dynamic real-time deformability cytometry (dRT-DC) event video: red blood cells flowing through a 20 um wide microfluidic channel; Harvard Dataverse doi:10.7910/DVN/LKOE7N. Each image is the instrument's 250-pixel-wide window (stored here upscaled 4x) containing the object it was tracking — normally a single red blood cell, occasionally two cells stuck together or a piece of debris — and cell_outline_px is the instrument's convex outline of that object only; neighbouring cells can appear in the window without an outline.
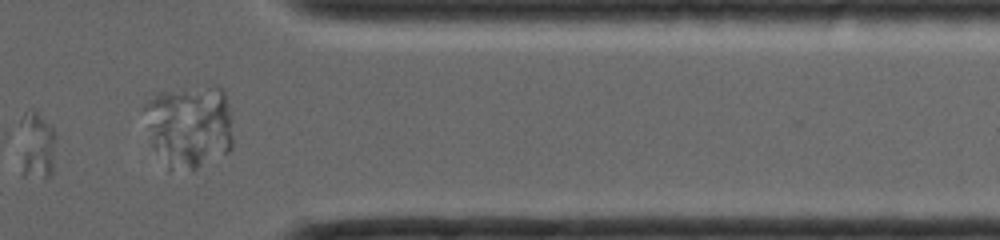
{"species": "common noctule bat (a hibernating species)", "species_latin": "Nyctalus noctula", "temperature_condition": "room temperature", "stored_images_in_passage": 14, "camera_frame_rate_fps": 4000, "um_per_image_px": 0.085, "animal": {"sex": "female", "body_mass_g": 19.0, "forearm_length_mm": 56.7}, "frame": {"image": 1, "passage_image": 12, "time_ms": 9.25, "image_size_px": [1000, 240], "cell_outline_px": [[52, 172], [48, 176], [44, 176], [24, 172], [20, 120], [32, 108], [52, 128]], "centroid_in_image_um": [3.1, 12.28], "position_along_channel_um": 408.3, "area_um2": 12.54}}